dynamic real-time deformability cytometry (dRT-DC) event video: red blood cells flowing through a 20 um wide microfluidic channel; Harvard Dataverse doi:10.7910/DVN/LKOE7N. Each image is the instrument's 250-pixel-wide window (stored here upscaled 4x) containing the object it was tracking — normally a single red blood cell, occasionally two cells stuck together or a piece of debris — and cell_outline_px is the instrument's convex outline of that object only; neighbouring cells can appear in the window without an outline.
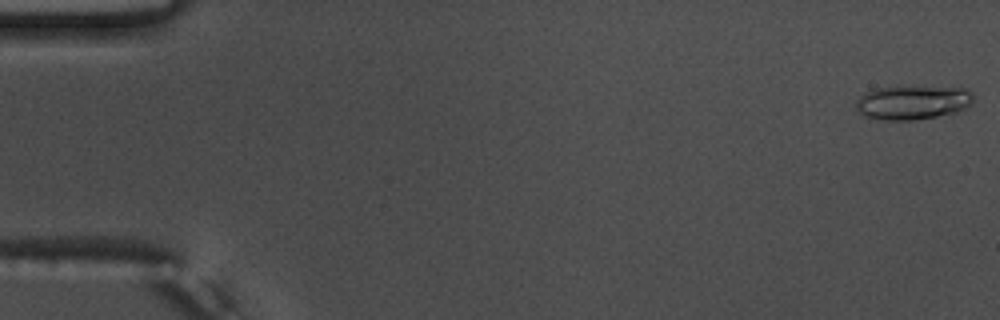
{"species": "common noctule bat (a hibernating species)", "species_latin": "Nyctalus noctula", "temperature_condition": "warm", "stored_images_in_passage": 55, "camera_frame_rate_fps": 3000, "um_per_image_px": 0.085, "animal": {"sex": "male", "body_mass_g": 17.5, "forearm_length_mm": 52.3}, "frame": {"image": 1, "passage_image": 1, "time_ms": 0.0, "image_size_px": [1000, 320], "cell_outline_px": [[972, 104], [956, 112], [936, 116], [912, 120], [884, 120], [864, 116], [856, 108], [856, 100], [864, 92], [876, 88], [964, 88], [972, 92]], "centroid_in_image_um": [77.54, 8.73], "position_along_channel_um": 7.5, "area_um2": 22.72}}
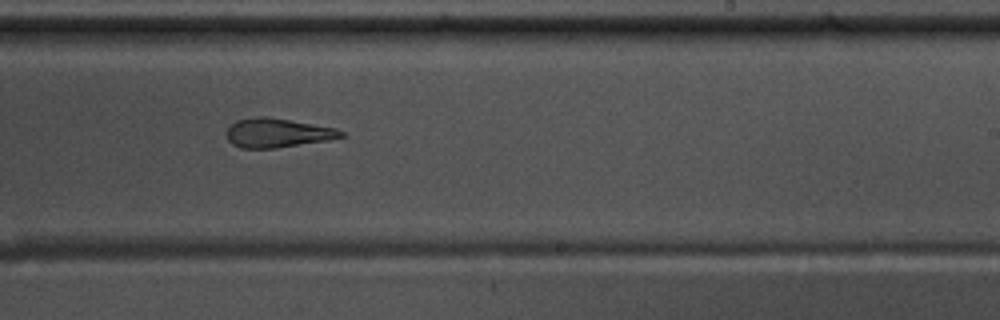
{"frame": {"image": 2, "passage_image": 34, "time_ms": 11.0, "image_size_px": [1000, 320], "cell_outline_px": [[344, 136], [328, 140], [276, 148], [240, 148], [232, 144], [228, 140], [228, 128], [236, 120], [260, 116], [268, 116], [336, 128], [344, 132]], "centroid_in_image_um": [23.59, 11.29], "position_along_channel_um": 265.4, "area_um2": 19.31}}
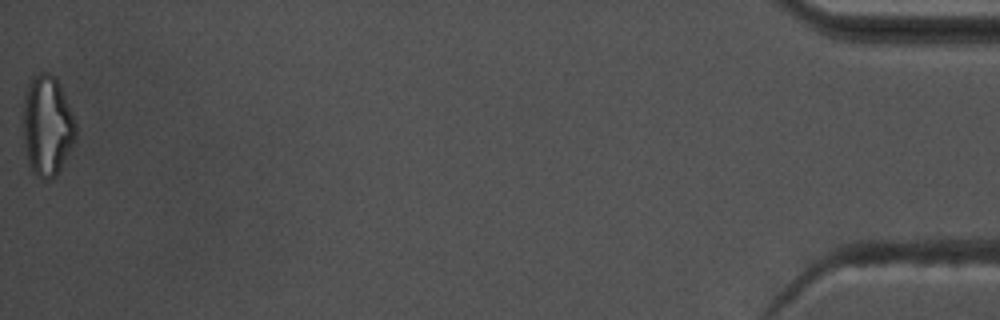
{"frame": {"image": 3, "passage_image": 55, "time_ms": 18.0, "image_size_px": [1000, 320], "cell_outline_px": [[76, 136], [56, 176], [48, 180], [44, 180], [36, 176], [32, 172], [28, 164], [24, 144], [24, 96], [28, 84], [40, 72], [48, 72], [56, 76], [60, 84], [76, 120]], "centroid_in_image_um": [4.02, 10.69], "position_along_channel_um": 431.2, "area_um2": 30.75}, "authors_computed_cell_mechanics": {"area_um2": 20.6924, "velocity_mm_per_s": 3.7706, "shape_relaxation_time_tau1_ms": 9.902, "shape_relaxation_time_tau2_ms": 5.1001, "deformation_change_tau1": 0.2507, "deformation_change_tau2": 0.1786}}